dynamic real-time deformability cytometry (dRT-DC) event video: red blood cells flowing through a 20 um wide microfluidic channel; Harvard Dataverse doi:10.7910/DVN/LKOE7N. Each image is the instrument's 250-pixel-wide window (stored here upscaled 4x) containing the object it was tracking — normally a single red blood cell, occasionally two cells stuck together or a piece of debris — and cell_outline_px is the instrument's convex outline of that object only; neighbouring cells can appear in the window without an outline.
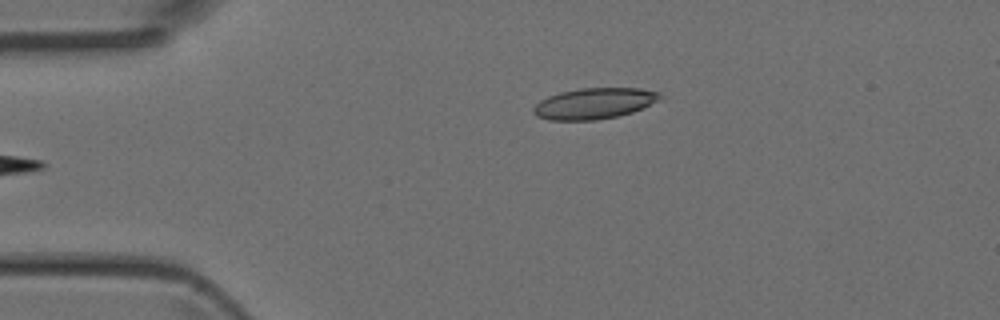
{"species": "Egyptian fruit bat (a non-hibernating species)", "species_latin": "Rousettus aegyptiacus", "temperature_condition": "room temperature", "stored_images_in_passage": 3, "camera_frame_rate_fps": 3000, "um_per_image_px": 0.085, "animal": {"sex": "female"}, "frame": {"image": 1, "passage_image": 3, "time_ms": 0.667, "image_size_px": [1000, 320], "cell_outline_px": [[660, 100], [644, 108], [632, 112], [616, 116], [596, 120], [548, 120], [536, 116], [532, 112], [532, 108], [540, 100], [548, 96], [560, 92], [580, 88], [640, 88], [660, 92]], "centroid_in_image_um": [50.49, 8.79], "position_along_channel_um": 34.5, "area_um2": 22.95}}